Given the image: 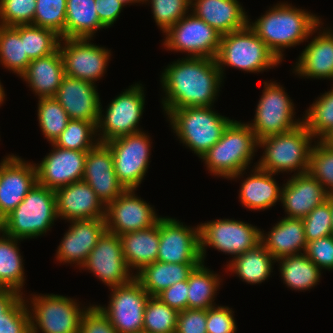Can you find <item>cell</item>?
<instances>
[{"instance_id": "obj_1", "label": "cell", "mask_w": 333, "mask_h": 333, "mask_svg": "<svg viewBox=\"0 0 333 333\" xmlns=\"http://www.w3.org/2000/svg\"><path fill=\"white\" fill-rule=\"evenodd\" d=\"M171 63L160 76L163 109L213 107L223 82L216 60L186 56Z\"/></svg>"}, {"instance_id": "obj_2", "label": "cell", "mask_w": 333, "mask_h": 333, "mask_svg": "<svg viewBox=\"0 0 333 333\" xmlns=\"http://www.w3.org/2000/svg\"><path fill=\"white\" fill-rule=\"evenodd\" d=\"M323 24L320 16L287 2L277 3L255 22H248L280 62L285 48L300 45L318 32Z\"/></svg>"}, {"instance_id": "obj_3", "label": "cell", "mask_w": 333, "mask_h": 333, "mask_svg": "<svg viewBox=\"0 0 333 333\" xmlns=\"http://www.w3.org/2000/svg\"><path fill=\"white\" fill-rule=\"evenodd\" d=\"M258 148V139L247 123L233 120L216 142L200 159L210 175L239 179L249 168ZM244 172V173H243Z\"/></svg>"}, {"instance_id": "obj_4", "label": "cell", "mask_w": 333, "mask_h": 333, "mask_svg": "<svg viewBox=\"0 0 333 333\" xmlns=\"http://www.w3.org/2000/svg\"><path fill=\"white\" fill-rule=\"evenodd\" d=\"M315 138L301 123L286 133L272 135L258 140V148H263L257 167L266 172H295L294 175L308 172L310 152Z\"/></svg>"}, {"instance_id": "obj_5", "label": "cell", "mask_w": 333, "mask_h": 333, "mask_svg": "<svg viewBox=\"0 0 333 333\" xmlns=\"http://www.w3.org/2000/svg\"><path fill=\"white\" fill-rule=\"evenodd\" d=\"M57 218L55 191L36 183L23 201L0 222V229L22 241L46 234Z\"/></svg>"}, {"instance_id": "obj_6", "label": "cell", "mask_w": 333, "mask_h": 333, "mask_svg": "<svg viewBox=\"0 0 333 333\" xmlns=\"http://www.w3.org/2000/svg\"><path fill=\"white\" fill-rule=\"evenodd\" d=\"M213 107H184L163 110L179 141L201 158L232 121L212 110Z\"/></svg>"}, {"instance_id": "obj_7", "label": "cell", "mask_w": 333, "mask_h": 333, "mask_svg": "<svg viewBox=\"0 0 333 333\" xmlns=\"http://www.w3.org/2000/svg\"><path fill=\"white\" fill-rule=\"evenodd\" d=\"M215 60L223 78L226 65L247 73H263L281 64L249 25L221 36Z\"/></svg>"}, {"instance_id": "obj_8", "label": "cell", "mask_w": 333, "mask_h": 333, "mask_svg": "<svg viewBox=\"0 0 333 333\" xmlns=\"http://www.w3.org/2000/svg\"><path fill=\"white\" fill-rule=\"evenodd\" d=\"M29 300L25 298L31 333H79L82 316L91 306L81 308L76 299L58 294H33Z\"/></svg>"}, {"instance_id": "obj_9", "label": "cell", "mask_w": 333, "mask_h": 333, "mask_svg": "<svg viewBox=\"0 0 333 333\" xmlns=\"http://www.w3.org/2000/svg\"><path fill=\"white\" fill-rule=\"evenodd\" d=\"M144 97L143 85L135 83L112 99L105 114L102 113L104 110L100 104L97 122V139L100 143L143 131L138 126L144 111Z\"/></svg>"}, {"instance_id": "obj_10", "label": "cell", "mask_w": 333, "mask_h": 333, "mask_svg": "<svg viewBox=\"0 0 333 333\" xmlns=\"http://www.w3.org/2000/svg\"><path fill=\"white\" fill-rule=\"evenodd\" d=\"M264 89L260 97L252 123H248L258 140L268 136L286 133L302 123L296 119L294 103L285 88L276 81H264ZM295 118V119H294Z\"/></svg>"}, {"instance_id": "obj_11", "label": "cell", "mask_w": 333, "mask_h": 333, "mask_svg": "<svg viewBox=\"0 0 333 333\" xmlns=\"http://www.w3.org/2000/svg\"><path fill=\"white\" fill-rule=\"evenodd\" d=\"M256 226L235 219H216L200 223V253L205 263L206 247H212L235 258L260 243ZM234 255V256H233Z\"/></svg>"}, {"instance_id": "obj_12", "label": "cell", "mask_w": 333, "mask_h": 333, "mask_svg": "<svg viewBox=\"0 0 333 333\" xmlns=\"http://www.w3.org/2000/svg\"><path fill=\"white\" fill-rule=\"evenodd\" d=\"M150 138L140 131L105 143L111 149L116 176L126 190H137L146 176L151 162Z\"/></svg>"}, {"instance_id": "obj_13", "label": "cell", "mask_w": 333, "mask_h": 333, "mask_svg": "<svg viewBox=\"0 0 333 333\" xmlns=\"http://www.w3.org/2000/svg\"><path fill=\"white\" fill-rule=\"evenodd\" d=\"M187 15L164 34L163 46L170 51L185 52L187 57L215 59L222 35L193 13Z\"/></svg>"}, {"instance_id": "obj_14", "label": "cell", "mask_w": 333, "mask_h": 333, "mask_svg": "<svg viewBox=\"0 0 333 333\" xmlns=\"http://www.w3.org/2000/svg\"><path fill=\"white\" fill-rule=\"evenodd\" d=\"M108 306L96 305L118 333L143 331L144 312L150 295L134 278L128 284L111 288Z\"/></svg>"}, {"instance_id": "obj_15", "label": "cell", "mask_w": 333, "mask_h": 333, "mask_svg": "<svg viewBox=\"0 0 333 333\" xmlns=\"http://www.w3.org/2000/svg\"><path fill=\"white\" fill-rule=\"evenodd\" d=\"M81 268L89 270L110 289L128 284L135 278L134 271L128 268L124 259L119 235L107 230L98 239Z\"/></svg>"}, {"instance_id": "obj_16", "label": "cell", "mask_w": 333, "mask_h": 333, "mask_svg": "<svg viewBox=\"0 0 333 333\" xmlns=\"http://www.w3.org/2000/svg\"><path fill=\"white\" fill-rule=\"evenodd\" d=\"M92 39H62L59 43L65 75L95 84L106 73L110 50L91 43Z\"/></svg>"}, {"instance_id": "obj_17", "label": "cell", "mask_w": 333, "mask_h": 333, "mask_svg": "<svg viewBox=\"0 0 333 333\" xmlns=\"http://www.w3.org/2000/svg\"><path fill=\"white\" fill-rule=\"evenodd\" d=\"M160 242L157 261L164 263H202L200 231L171 217L159 220Z\"/></svg>"}, {"instance_id": "obj_18", "label": "cell", "mask_w": 333, "mask_h": 333, "mask_svg": "<svg viewBox=\"0 0 333 333\" xmlns=\"http://www.w3.org/2000/svg\"><path fill=\"white\" fill-rule=\"evenodd\" d=\"M135 191L125 190L106 206L105 223L108 232L121 235L150 228L159 222L162 216L156 214L152 205L136 196Z\"/></svg>"}, {"instance_id": "obj_19", "label": "cell", "mask_w": 333, "mask_h": 333, "mask_svg": "<svg viewBox=\"0 0 333 333\" xmlns=\"http://www.w3.org/2000/svg\"><path fill=\"white\" fill-rule=\"evenodd\" d=\"M37 183L35 163L11 154L0 163V222L12 212Z\"/></svg>"}, {"instance_id": "obj_20", "label": "cell", "mask_w": 333, "mask_h": 333, "mask_svg": "<svg viewBox=\"0 0 333 333\" xmlns=\"http://www.w3.org/2000/svg\"><path fill=\"white\" fill-rule=\"evenodd\" d=\"M53 150L37 164V183L56 191L71 183L81 181L88 151L63 149L51 144Z\"/></svg>"}, {"instance_id": "obj_21", "label": "cell", "mask_w": 333, "mask_h": 333, "mask_svg": "<svg viewBox=\"0 0 333 333\" xmlns=\"http://www.w3.org/2000/svg\"><path fill=\"white\" fill-rule=\"evenodd\" d=\"M82 180L105 207L126 190L116 176L112 152L105 143L99 142L87 152Z\"/></svg>"}, {"instance_id": "obj_22", "label": "cell", "mask_w": 333, "mask_h": 333, "mask_svg": "<svg viewBox=\"0 0 333 333\" xmlns=\"http://www.w3.org/2000/svg\"><path fill=\"white\" fill-rule=\"evenodd\" d=\"M68 231L65 232L56 250V259L60 263H70L83 266L98 239L106 231L105 219L71 220Z\"/></svg>"}, {"instance_id": "obj_23", "label": "cell", "mask_w": 333, "mask_h": 333, "mask_svg": "<svg viewBox=\"0 0 333 333\" xmlns=\"http://www.w3.org/2000/svg\"><path fill=\"white\" fill-rule=\"evenodd\" d=\"M97 86L89 81L64 76L54 98L70 119L97 123L100 115V96Z\"/></svg>"}, {"instance_id": "obj_24", "label": "cell", "mask_w": 333, "mask_h": 333, "mask_svg": "<svg viewBox=\"0 0 333 333\" xmlns=\"http://www.w3.org/2000/svg\"><path fill=\"white\" fill-rule=\"evenodd\" d=\"M323 185L309 172L297 174L283 184L280 201L289 218H304L328 199Z\"/></svg>"}, {"instance_id": "obj_25", "label": "cell", "mask_w": 333, "mask_h": 333, "mask_svg": "<svg viewBox=\"0 0 333 333\" xmlns=\"http://www.w3.org/2000/svg\"><path fill=\"white\" fill-rule=\"evenodd\" d=\"M58 218L68 221L105 219V206L92 188L83 180L55 191Z\"/></svg>"}, {"instance_id": "obj_26", "label": "cell", "mask_w": 333, "mask_h": 333, "mask_svg": "<svg viewBox=\"0 0 333 333\" xmlns=\"http://www.w3.org/2000/svg\"><path fill=\"white\" fill-rule=\"evenodd\" d=\"M190 10L221 35L241 30L249 22L238 0H190Z\"/></svg>"}, {"instance_id": "obj_27", "label": "cell", "mask_w": 333, "mask_h": 333, "mask_svg": "<svg viewBox=\"0 0 333 333\" xmlns=\"http://www.w3.org/2000/svg\"><path fill=\"white\" fill-rule=\"evenodd\" d=\"M322 29L299 55L293 69L295 75L333 81V30Z\"/></svg>"}, {"instance_id": "obj_28", "label": "cell", "mask_w": 333, "mask_h": 333, "mask_svg": "<svg viewBox=\"0 0 333 333\" xmlns=\"http://www.w3.org/2000/svg\"><path fill=\"white\" fill-rule=\"evenodd\" d=\"M260 243L277 261L290 255L305 253L307 240L301 218L284 217L267 234L260 230Z\"/></svg>"}, {"instance_id": "obj_29", "label": "cell", "mask_w": 333, "mask_h": 333, "mask_svg": "<svg viewBox=\"0 0 333 333\" xmlns=\"http://www.w3.org/2000/svg\"><path fill=\"white\" fill-rule=\"evenodd\" d=\"M64 76V62L58 48L54 53L31 60L20 78L40 99L54 97Z\"/></svg>"}, {"instance_id": "obj_30", "label": "cell", "mask_w": 333, "mask_h": 333, "mask_svg": "<svg viewBox=\"0 0 333 333\" xmlns=\"http://www.w3.org/2000/svg\"><path fill=\"white\" fill-rule=\"evenodd\" d=\"M250 176L244 179L239 189V199L249 210H265L280 201L282 186L279 187L273 175L254 165Z\"/></svg>"}, {"instance_id": "obj_31", "label": "cell", "mask_w": 333, "mask_h": 333, "mask_svg": "<svg viewBox=\"0 0 333 333\" xmlns=\"http://www.w3.org/2000/svg\"><path fill=\"white\" fill-rule=\"evenodd\" d=\"M119 237L123 256L130 270L139 272L144 266L157 261L159 222L150 228L121 234Z\"/></svg>"}, {"instance_id": "obj_32", "label": "cell", "mask_w": 333, "mask_h": 333, "mask_svg": "<svg viewBox=\"0 0 333 333\" xmlns=\"http://www.w3.org/2000/svg\"><path fill=\"white\" fill-rule=\"evenodd\" d=\"M200 263H164L154 262L135 272V279L150 296H156L162 290L180 281H186L190 273Z\"/></svg>"}, {"instance_id": "obj_33", "label": "cell", "mask_w": 333, "mask_h": 333, "mask_svg": "<svg viewBox=\"0 0 333 333\" xmlns=\"http://www.w3.org/2000/svg\"><path fill=\"white\" fill-rule=\"evenodd\" d=\"M276 263L270 252L259 243L245 253L232 258L226 265L227 270L236 274L243 282L260 284L267 280Z\"/></svg>"}, {"instance_id": "obj_34", "label": "cell", "mask_w": 333, "mask_h": 333, "mask_svg": "<svg viewBox=\"0 0 333 333\" xmlns=\"http://www.w3.org/2000/svg\"><path fill=\"white\" fill-rule=\"evenodd\" d=\"M95 3L96 0H67L62 39H92L98 30L106 28L98 18Z\"/></svg>"}, {"instance_id": "obj_35", "label": "cell", "mask_w": 333, "mask_h": 333, "mask_svg": "<svg viewBox=\"0 0 333 333\" xmlns=\"http://www.w3.org/2000/svg\"><path fill=\"white\" fill-rule=\"evenodd\" d=\"M18 241L0 229V289H10L23 296L25 272Z\"/></svg>"}, {"instance_id": "obj_36", "label": "cell", "mask_w": 333, "mask_h": 333, "mask_svg": "<svg viewBox=\"0 0 333 333\" xmlns=\"http://www.w3.org/2000/svg\"><path fill=\"white\" fill-rule=\"evenodd\" d=\"M277 262L283 283L292 290L306 291L320 282L322 270L305 253L279 258Z\"/></svg>"}, {"instance_id": "obj_37", "label": "cell", "mask_w": 333, "mask_h": 333, "mask_svg": "<svg viewBox=\"0 0 333 333\" xmlns=\"http://www.w3.org/2000/svg\"><path fill=\"white\" fill-rule=\"evenodd\" d=\"M221 280L220 275L210 271L204 262L196 266L187 280L188 308L207 310L216 306L214 300Z\"/></svg>"}, {"instance_id": "obj_38", "label": "cell", "mask_w": 333, "mask_h": 333, "mask_svg": "<svg viewBox=\"0 0 333 333\" xmlns=\"http://www.w3.org/2000/svg\"><path fill=\"white\" fill-rule=\"evenodd\" d=\"M31 60L28 58L24 40L20 37V25H0V63L19 77L26 71Z\"/></svg>"}, {"instance_id": "obj_39", "label": "cell", "mask_w": 333, "mask_h": 333, "mask_svg": "<svg viewBox=\"0 0 333 333\" xmlns=\"http://www.w3.org/2000/svg\"><path fill=\"white\" fill-rule=\"evenodd\" d=\"M331 88L313 101L304 118L302 117V123L315 140H321L333 128V87Z\"/></svg>"}, {"instance_id": "obj_40", "label": "cell", "mask_w": 333, "mask_h": 333, "mask_svg": "<svg viewBox=\"0 0 333 333\" xmlns=\"http://www.w3.org/2000/svg\"><path fill=\"white\" fill-rule=\"evenodd\" d=\"M96 136L97 123L70 119L54 145L63 149L89 151L99 143Z\"/></svg>"}, {"instance_id": "obj_41", "label": "cell", "mask_w": 333, "mask_h": 333, "mask_svg": "<svg viewBox=\"0 0 333 333\" xmlns=\"http://www.w3.org/2000/svg\"><path fill=\"white\" fill-rule=\"evenodd\" d=\"M20 37L24 40L25 52L30 60L54 53L61 40L54 31L32 24L20 25Z\"/></svg>"}, {"instance_id": "obj_42", "label": "cell", "mask_w": 333, "mask_h": 333, "mask_svg": "<svg viewBox=\"0 0 333 333\" xmlns=\"http://www.w3.org/2000/svg\"><path fill=\"white\" fill-rule=\"evenodd\" d=\"M37 109L41 131L49 143L54 144L66 128L70 118L54 97L40 98Z\"/></svg>"}, {"instance_id": "obj_43", "label": "cell", "mask_w": 333, "mask_h": 333, "mask_svg": "<svg viewBox=\"0 0 333 333\" xmlns=\"http://www.w3.org/2000/svg\"><path fill=\"white\" fill-rule=\"evenodd\" d=\"M179 312L156 296H150L144 312L143 331L148 333H175Z\"/></svg>"}, {"instance_id": "obj_44", "label": "cell", "mask_w": 333, "mask_h": 333, "mask_svg": "<svg viewBox=\"0 0 333 333\" xmlns=\"http://www.w3.org/2000/svg\"><path fill=\"white\" fill-rule=\"evenodd\" d=\"M308 172L333 196V147L315 140L310 152Z\"/></svg>"}, {"instance_id": "obj_45", "label": "cell", "mask_w": 333, "mask_h": 333, "mask_svg": "<svg viewBox=\"0 0 333 333\" xmlns=\"http://www.w3.org/2000/svg\"><path fill=\"white\" fill-rule=\"evenodd\" d=\"M67 0H36L33 25L65 34Z\"/></svg>"}, {"instance_id": "obj_46", "label": "cell", "mask_w": 333, "mask_h": 333, "mask_svg": "<svg viewBox=\"0 0 333 333\" xmlns=\"http://www.w3.org/2000/svg\"><path fill=\"white\" fill-rule=\"evenodd\" d=\"M143 3L151 4L153 18L163 34L190 9V0H143Z\"/></svg>"}, {"instance_id": "obj_47", "label": "cell", "mask_w": 333, "mask_h": 333, "mask_svg": "<svg viewBox=\"0 0 333 333\" xmlns=\"http://www.w3.org/2000/svg\"><path fill=\"white\" fill-rule=\"evenodd\" d=\"M331 196L302 218L308 242L332 235Z\"/></svg>"}, {"instance_id": "obj_48", "label": "cell", "mask_w": 333, "mask_h": 333, "mask_svg": "<svg viewBox=\"0 0 333 333\" xmlns=\"http://www.w3.org/2000/svg\"><path fill=\"white\" fill-rule=\"evenodd\" d=\"M36 0H0V25H33Z\"/></svg>"}, {"instance_id": "obj_49", "label": "cell", "mask_w": 333, "mask_h": 333, "mask_svg": "<svg viewBox=\"0 0 333 333\" xmlns=\"http://www.w3.org/2000/svg\"><path fill=\"white\" fill-rule=\"evenodd\" d=\"M0 333H31L30 313L25 297L22 296L1 316Z\"/></svg>"}, {"instance_id": "obj_50", "label": "cell", "mask_w": 333, "mask_h": 333, "mask_svg": "<svg viewBox=\"0 0 333 333\" xmlns=\"http://www.w3.org/2000/svg\"><path fill=\"white\" fill-rule=\"evenodd\" d=\"M234 311L228 306H214L207 309V333H236Z\"/></svg>"}, {"instance_id": "obj_51", "label": "cell", "mask_w": 333, "mask_h": 333, "mask_svg": "<svg viewBox=\"0 0 333 333\" xmlns=\"http://www.w3.org/2000/svg\"><path fill=\"white\" fill-rule=\"evenodd\" d=\"M305 254L321 270H333V235L308 242Z\"/></svg>"}, {"instance_id": "obj_52", "label": "cell", "mask_w": 333, "mask_h": 333, "mask_svg": "<svg viewBox=\"0 0 333 333\" xmlns=\"http://www.w3.org/2000/svg\"><path fill=\"white\" fill-rule=\"evenodd\" d=\"M207 310L189 309L178 314L175 333H207Z\"/></svg>"}, {"instance_id": "obj_53", "label": "cell", "mask_w": 333, "mask_h": 333, "mask_svg": "<svg viewBox=\"0 0 333 333\" xmlns=\"http://www.w3.org/2000/svg\"><path fill=\"white\" fill-rule=\"evenodd\" d=\"M79 333H118L110 320L96 305H91L83 314Z\"/></svg>"}, {"instance_id": "obj_54", "label": "cell", "mask_w": 333, "mask_h": 333, "mask_svg": "<svg viewBox=\"0 0 333 333\" xmlns=\"http://www.w3.org/2000/svg\"><path fill=\"white\" fill-rule=\"evenodd\" d=\"M189 291L187 280L180 281L173 286L162 290L156 295V297L172 309L181 312L188 308Z\"/></svg>"}, {"instance_id": "obj_55", "label": "cell", "mask_w": 333, "mask_h": 333, "mask_svg": "<svg viewBox=\"0 0 333 333\" xmlns=\"http://www.w3.org/2000/svg\"><path fill=\"white\" fill-rule=\"evenodd\" d=\"M124 6L125 4L118 0H96L98 18L106 29L116 23Z\"/></svg>"}, {"instance_id": "obj_56", "label": "cell", "mask_w": 333, "mask_h": 333, "mask_svg": "<svg viewBox=\"0 0 333 333\" xmlns=\"http://www.w3.org/2000/svg\"><path fill=\"white\" fill-rule=\"evenodd\" d=\"M18 292L10 289H0V318L7 312L20 298Z\"/></svg>"}, {"instance_id": "obj_57", "label": "cell", "mask_w": 333, "mask_h": 333, "mask_svg": "<svg viewBox=\"0 0 333 333\" xmlns=\"http://www.w3.org/2000/svg\"><path fill=\"white\" fill-rule=\"evenodd\" d=\"M323 143L333 147V128L321 139Z\"/></svg>"}, {"instance_id": "obj_58", "label": "cell", "mask_w": 333, "mask_h": 333, "mask_svg": "<svg viewBox=\"0 0 333 333\" xmlns=\"http://www.w3.org/2000/svg\"><path fill=\"white\" fill-rule=\"evenodd\" d=\"M5 94L6 93H5L4 89H3V86H2L1 81H0V106H1V104L4 103V99L6 98Z\"/></svg>"}, {"instance_id": "obj_59", "label": "cell", "mask_w": 333, "mask_h": 333, "mask_svg": "<svg viewBox=\"0 0 333 333\" xmlns=\"http://www.w3.org/2000/svg\"><path fill=\"white\" fill-rule=\"evenodd\" d=\"M122 3H124L125 5H130V4H136V3H142L143 4V0H118Z\"/></svg>"}, {"instance_id": "obj_60", "label": "cell", "mask_w": 333, "mask_h": 333, "mask_svg": "<svg viewBox=\"0 0 333 333\" xmlns=\"http://www.w3.org/2000/svg\"><path fill=\"white\" fill-rule=\"evenodd\" d=\"M331 221H332V235H333V196H331Z\"/></svg>"}, {"instance_id": "obj_61", "label": "cell", "mask_w": 333, "mask_h": 333, "mask_svg": "<svg viewBox=\"0 0 333 333\" xmlns=\"http://www.w3.org/2000/svg\"><path fill=\"white\" fill-rule=\"evenodd\" d=\"M136 333H148V332H145V331H141V332H136Z\"/></svg>"}]
</instances>
